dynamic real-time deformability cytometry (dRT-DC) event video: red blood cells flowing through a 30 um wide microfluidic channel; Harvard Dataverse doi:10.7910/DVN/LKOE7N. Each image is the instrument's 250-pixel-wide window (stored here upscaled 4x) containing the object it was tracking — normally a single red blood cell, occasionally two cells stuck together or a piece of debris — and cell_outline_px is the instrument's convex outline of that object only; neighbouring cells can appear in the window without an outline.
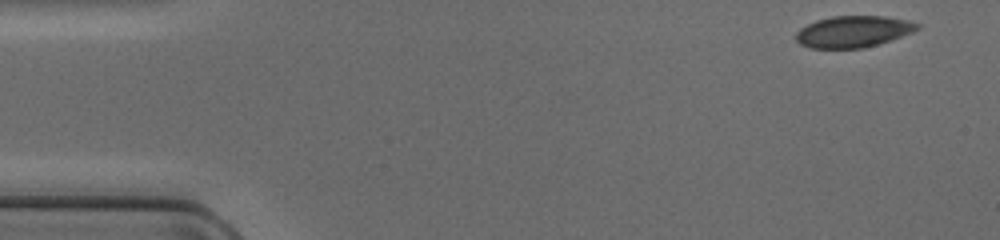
{"species": "common noctule bat (a hibernating species)", "species_latin": "Nyctalus noctula", "temperature_condition": "cold", "stored_images_in_passage": 46, "camera_frame_rate_fps": 3000, "um_per_image_px": 0.085, "animal": {"sex": "female", "body_mass_g": 17.0, "forearm_length_mm": 48.0}, "frame": {"image": 1, "passage_image": 1, "time_ms": 0.0, "image_size_px": [1000, 240], "cell_outline_px": [[920, 28], [912, 32], [864, 48], [808, 48], [800, 44], [796, 40], [796, 32], [800, 28], [816, 20], [832, 16], [884, 16], [908, 20], [920, 24]], "centroid_in_image_um": [72.5, 2.68], "position_along_channel_um": 12.5, "area_um2": 22.14}}
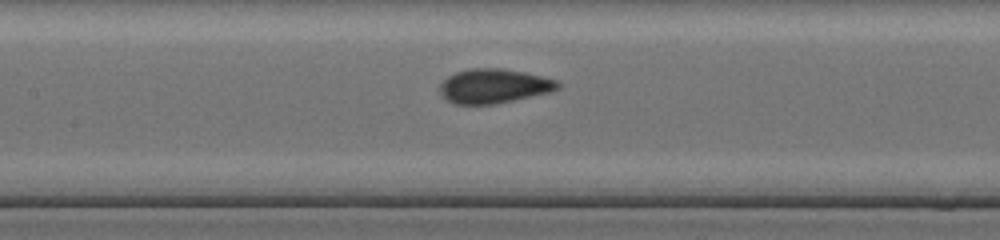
{"frame": {"image": 2, "passage_image": 20, "time_ms": 6.333, "image_size_px": [1000, 240], "cell_outline_px": [[560, 88], [552, 92], [492, 104], [456, 104], [448, 100], [440, 92], [440, 84], [448, 76], [456, 72], [468, 68], [500, 68], [524, 72], [556, 80], [560, 84]], "centroid_in_image_um": [41.98, 7.3], "position_along_channel_um": 165.4, "area_um2": 23.41}}
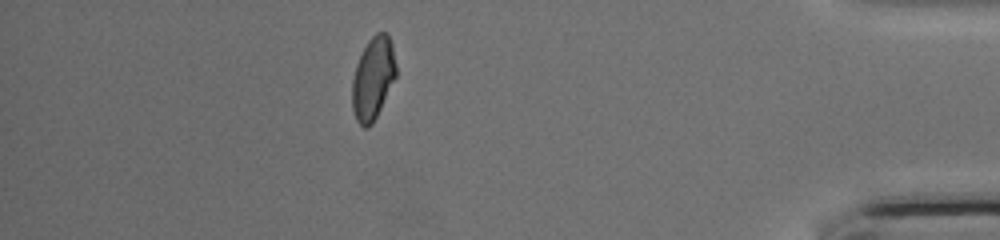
{"frame": {"image": 3, "passage_image": 40, "time_ms": 13.0, "image_size_px": [1000, 240], "cell_outline_px": [[396, 76], [372, 124], [368, 128], [364, 128], [356, 120], [352, 108], [352, 80], [356, 64], [368, 40], [376, 32], [388, 32], [392, 44], [396, 64]], "centroid_in_image_um": [31.7, 6.63], "position_along_channel_um": 403.5, "area_um2": 21.04}}